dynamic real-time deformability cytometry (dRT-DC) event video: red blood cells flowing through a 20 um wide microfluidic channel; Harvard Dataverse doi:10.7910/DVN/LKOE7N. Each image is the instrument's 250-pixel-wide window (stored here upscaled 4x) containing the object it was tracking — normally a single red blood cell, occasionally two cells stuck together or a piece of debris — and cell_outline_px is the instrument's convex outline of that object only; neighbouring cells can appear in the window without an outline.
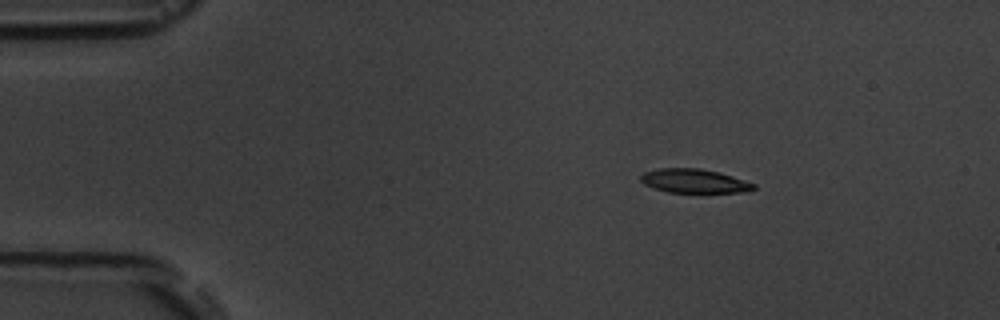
{"species": "common noctule bat (a hibernating species)", "species_latin": "Nyctalus noctula", "temperature_condition": "room temperature", "stored_images_in_passage": 13, "camera_frame_rate_fps": 3000, "um_per_image_px": 0.085, "animal": {"sex": "male", "body_mass_g": 19.5, "forearm_length_mm": 54.6}, "frame": {"image": 1, "passage_image": 1, "time_ms": 0.0, "image_size_px": [1000, 320], "cell_outline_px": [[756, 188], [752, 192], [668, 192], [652, 188], [644, 184], [640, 180], [640, 176], [644, 172], [660, 168], [700, 168], [720, 172], [756, 184]], "centroid_in_image_um": [59.03, 15.38], "position_along_channel_um": 26.0, "area_um2": 15.9}}
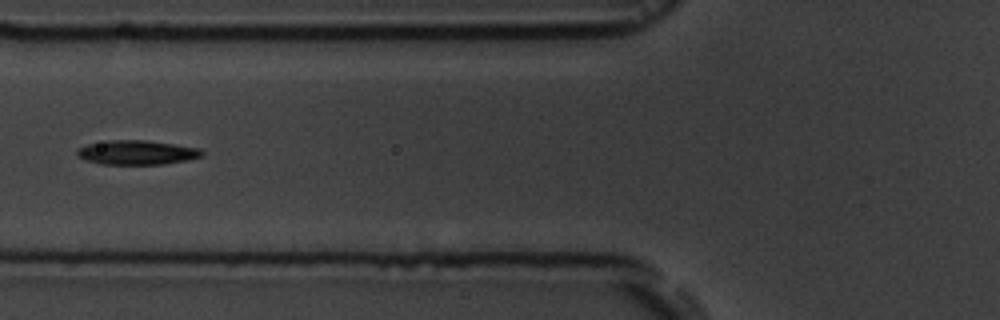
{"frame": {"image": 2, "passage_image": 4, "time_ms": 4.333, "image_size_px": [1000, 320], "cell_outline_px": [[204, 156], [188, 160], [164, 164], [100, 164], [76, 156], [76, 148], [88, 144], [108, 140], [148, 140], [200, 148], [204, 152]], "centroid_in_image_um": [11.65, 12.96], "position_along_channel_um": 114.2, "area_um2": 17.86}}
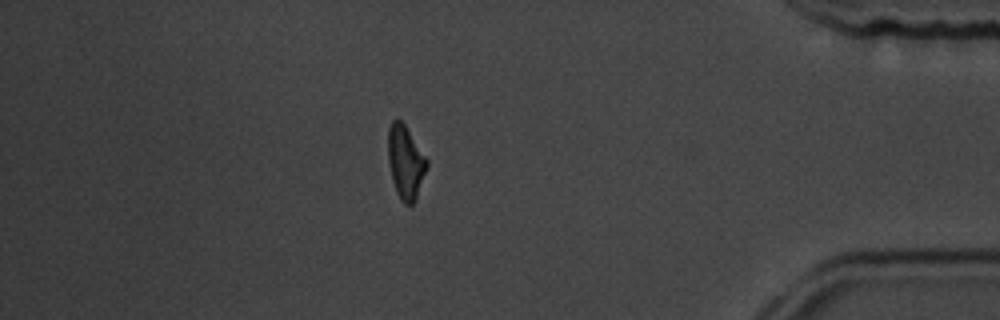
{"frame": {"image": 3, "passage_image": 12, "time_ms": 13.333, "image_size_px": [1000, 320], "cell_outline_px": [[428, 164], [416, 200], [412, 204], [404, 204], [400, 200], [396, 192], [392, 180], [388, 160], [388, 128], [392, 120], [396, 116], [404, 124], [428, 160]], "centroid_in_image_um": [34.45, 13.78], "position_along_channel_um": 400.7, "area_um2": 16.65}, "authors_computed_cell_mechanics": {"area_um2": 16.9354, "velocity_mm_per_s": 3.6201, "shape_relaxation_time_tau1_ms": 3.0376, "shape_relaxation_time_tau2_ms": 8.9496, "deformation_change_tau1": 0.1303, "deformation_change_tau2": 0.2129}}